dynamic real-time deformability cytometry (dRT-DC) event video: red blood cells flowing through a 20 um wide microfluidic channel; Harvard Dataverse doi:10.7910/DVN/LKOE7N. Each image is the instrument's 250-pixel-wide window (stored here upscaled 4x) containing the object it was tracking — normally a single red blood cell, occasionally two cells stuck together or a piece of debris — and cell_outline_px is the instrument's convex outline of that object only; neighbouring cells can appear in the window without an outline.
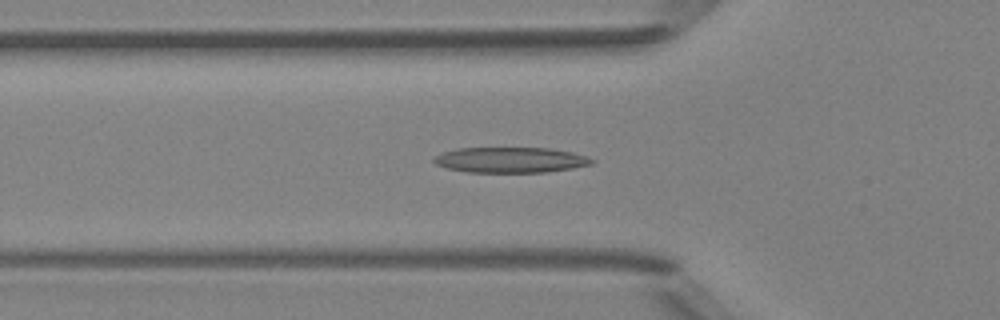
{"species": "Egyptian fruit bat (a non-hibernating species)", "species_latin": "Rousettus aegyptiacus", "temperature_condition": "room temperature", "stored_images_in_passage": 31, "camera_frame_rate_fps": 3000, "um_per_image_px": 0.085, "animal": {"sex": "female"}, "frame": {"image": 1, "passage_image": 4, "time_ms": 1.0, "image_size_px": [1000, 320], "cell_outline_px": [[596, 160], [592, 164], [572, 168], [548, 172], [468, 172], [448, 168], [436, 164], [432, 160], [432, 156], [440, 152], [456, 148], [548, 148], [572, 152]], "centroid_in_image_um": [43.34, 13.59], "position_along_channel_um": 82.5, "area_um2": 23.52}}
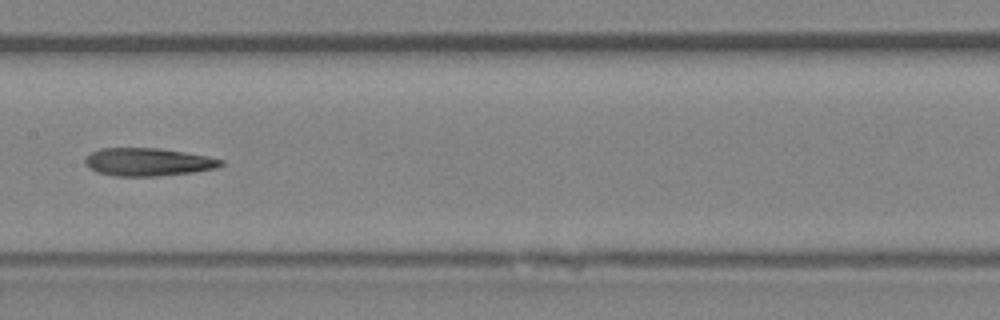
{"frame": {"image": 2, "passage_image": 12, "time_ms": 3.667, "image_size_px": [1000, 320], "cell_outline_px": [[224, 164], [216, 168], [192, 172], [160, 176], [116, 176], [96, 172], [88, 168], [84, 164], [84, 156], [100, 148], [160, 148], [184, 152], [224, 160]], "centroid_in_image_um": [12.52, 13.77], "position_along_channel_um": 194.9, "area_um2": 22.2}}
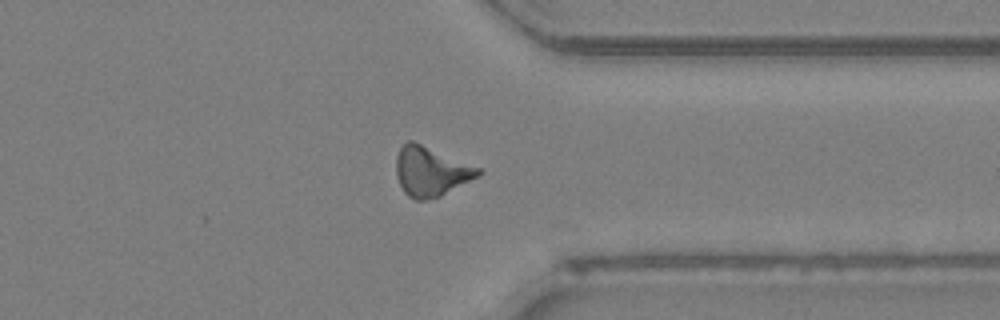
{"frame": {"image": 3, "passage_image": 25, "time_ms": 8.0, "image_size_px": [1000, 320], "cell_outline_px": [[484, 172], [480, 176], [440, 196], [424, 200], [416, 200], [408, 196], [404, 192], [396, 176], [396, 156], [400, 148], [408, 140], [412, 140], [480, 168]], "centroid_in_image_um": [36.62, 14.57], "position_along_channel_um": 374.8, "area_um2": 23.58}}